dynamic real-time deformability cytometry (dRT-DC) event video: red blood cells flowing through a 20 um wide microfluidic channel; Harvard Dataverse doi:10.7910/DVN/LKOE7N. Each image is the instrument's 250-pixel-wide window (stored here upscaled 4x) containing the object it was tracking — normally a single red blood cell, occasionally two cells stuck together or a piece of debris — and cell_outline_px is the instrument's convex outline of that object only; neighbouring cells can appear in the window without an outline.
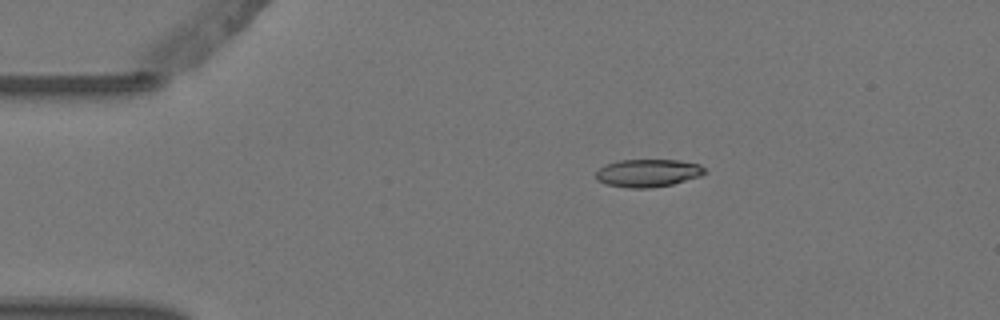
{"species": "Egyptian fruit bat (a non-hibernating species)", "species_latin": "Rousettus aegyptiacus", "temperature_condition": "warm", "stored_images_in_passage": 6, "camera_frame_rate_fps": 3000, "um_per_image_px": 0.085, "animal": {"sex": "female"}, "frame": {"image": 1, "passage_image": 3, "time_ms": 0.667, "image_size_px": [1000, 320], "cell_outline_px": [[708, 172], [700, 176], [672, 184], [652, 188], [628, 188], [604, 184], [596, 180], [596, 172], [604, 164], [620, 160], [680, 160], [700, 164]], "centroid_in_image_um": [55.06, 14.71], "position_along_channel_um": 29.9, "area_um2": 17.8}}
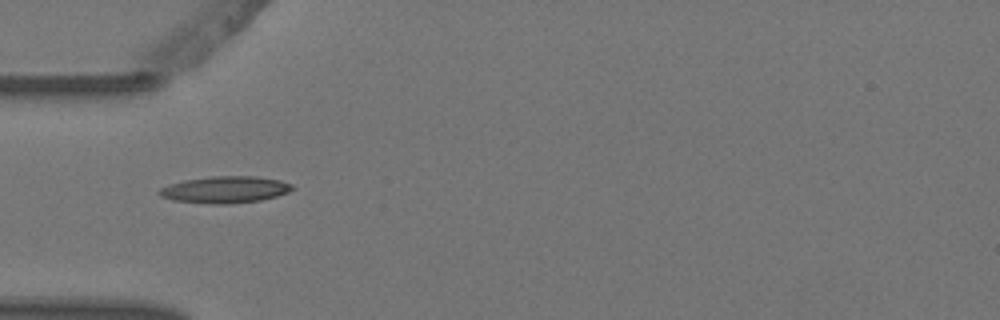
{"frame": {"image": 2, "passage_image": 5, "time_ms": 1.333, "image_size_px": [1000, 320], "cell_outline_px": [[292, 188], [288, 192], [276, 196], [260, 200], [232, 204], [212, 204], [172, 200], [160, 196], [156, 192], [160, 188], [184, 180], [212, 176], [256, 176], [280, 180], [292, 184]], "centroid_in_image_um": [19.11, 16.12], "position_along_channel_um": 65.9, "area_um2": 20.69}}
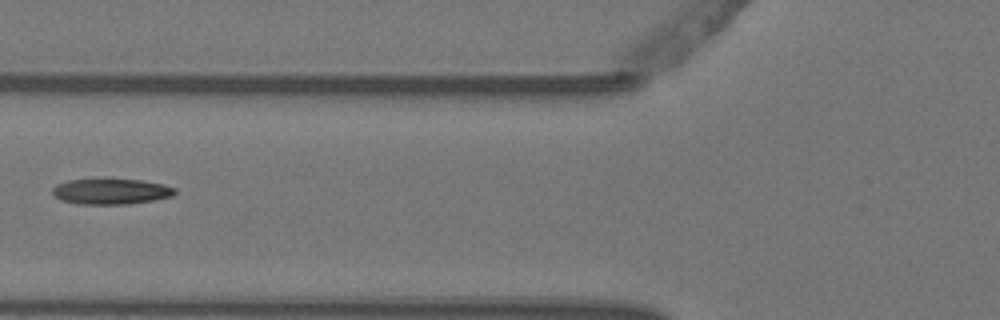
{"frame": {"image": 3, "passage_image": 6, "time_ms": 1.667, "image_size_px": [1000, 320], "cell_outline_px": [[176, 192], [172, 196], [152, 200], [128, 204], [80, 204], [60, 200], [52, 192], [52, 188], [56, 184], [68, 180], [140, 180], [164, 184], [176, 188]], "centroid_in_image_um": [9.44, 16.28], "position_along_channel_um": 116.4, "area_um2": 18.03}}